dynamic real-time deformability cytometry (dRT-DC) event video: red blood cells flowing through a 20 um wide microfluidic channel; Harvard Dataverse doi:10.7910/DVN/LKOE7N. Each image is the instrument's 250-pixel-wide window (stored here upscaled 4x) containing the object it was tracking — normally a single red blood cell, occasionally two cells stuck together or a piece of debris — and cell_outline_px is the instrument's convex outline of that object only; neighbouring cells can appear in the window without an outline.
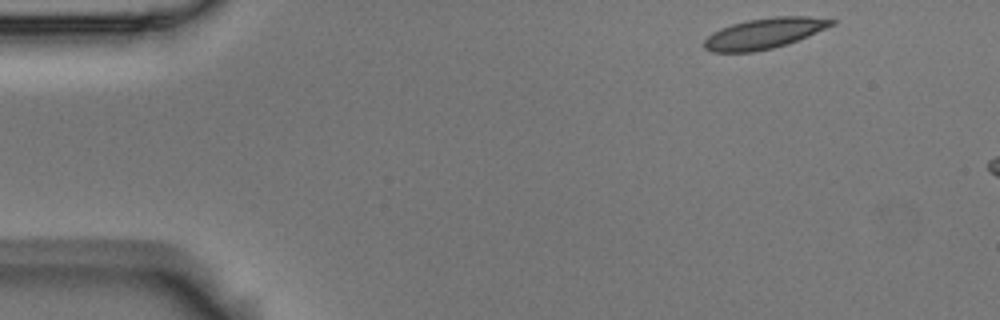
{"species": "Egyptian fruit bat (a non-hibernating species)", "species_latin": "Rousettus aegyptiacus", "temperature_condition": "room temperature", "stored_images_in_passage": 3, "camera_frame_rate_fps": 3000, "um_per_image_px": 0.085, "animal": {"sex": "male"}, "frame": {"image": 1, "passage_image": 1, "time_ms": 0.0, "image_size_px": [1000, 320], "cell_outline_px": [[836, 24], [808, 36], [788, 44], [756, 52], [712, 52], [704, 48], [704, 40], [712, 32], [720, 28], [732, 24], [748, 20], [772, 16], [808, 16], [836, 20]], "centroid_in_image_um": [64.97, 2.84], "position_along_channel_um": 20.0, "area_um2": 22.83}}